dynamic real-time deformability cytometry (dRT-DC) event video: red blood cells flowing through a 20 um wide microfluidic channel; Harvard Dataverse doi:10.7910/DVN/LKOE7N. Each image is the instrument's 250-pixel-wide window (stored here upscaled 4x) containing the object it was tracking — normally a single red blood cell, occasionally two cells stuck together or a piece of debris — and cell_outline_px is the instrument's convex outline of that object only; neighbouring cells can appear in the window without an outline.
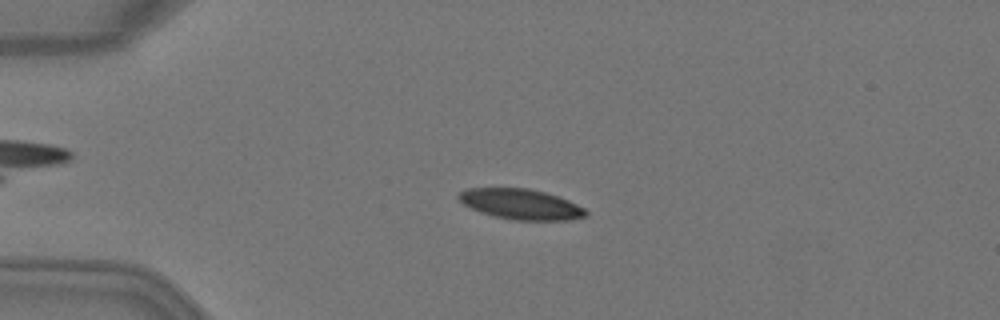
{"species": "Egyptian fruit bat (a non-hibernating species)", "species_latin": "Rousettus aegyptiacus", "temperature_condition": "warm", "stored_images_in_passage": 4, "camera_frame_rate_fps": 3000, "um_per_image_px": 0.085, "animal": {"sex": "female"}, "frame": {"image": 1, "passage_image": 3, "time_ms": 0.667, "image_size_px": [1000, 320], "cell_outline_px": [[588, 216], [568, 220], [512, 220], [492, 216], [480, 212], [464, 204], [456, 196], [460, 192], [468, 188], [528, 188], [544, 192], [568, 200], [584, 208], [588, 212]], "centroid_in_image_um": [44.27, 17.36], "position_along_channel_um": 40.7, "area_um2": 22.48}}